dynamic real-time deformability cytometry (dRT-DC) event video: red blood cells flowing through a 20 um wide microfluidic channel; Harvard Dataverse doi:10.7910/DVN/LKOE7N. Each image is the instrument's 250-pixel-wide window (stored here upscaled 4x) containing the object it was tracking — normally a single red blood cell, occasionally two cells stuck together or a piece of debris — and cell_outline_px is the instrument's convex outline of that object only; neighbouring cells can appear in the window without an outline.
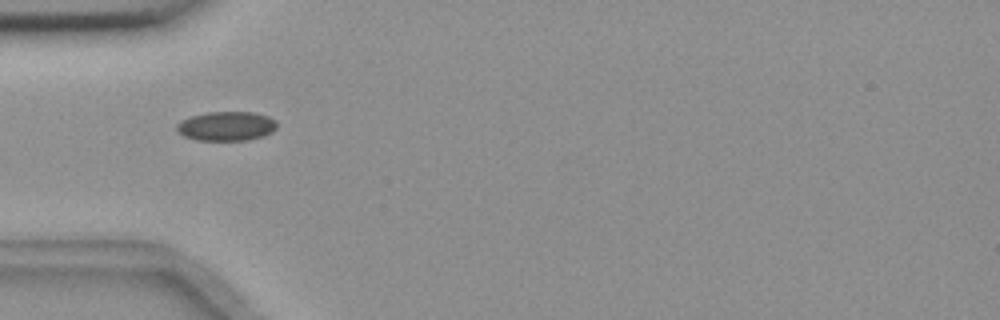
{"species": "common noctule bat (a hibernating species)", "species_latin": "Nyctalus noctula", "temperature_condition": "room temperature", "stored_images_in_passage": 8, "camera_frame_rate_fps": 3000, "um_per_image_px": 0.085, "animal": {"sex": "female", "body_mass_g": 18.4}, "frame": {"image": 1, "passage_image": 5, "time_ms": 1.333, "image_size_px": [1000, 320], "cell_outline_px": [[276, 128], [272, 132], [264, 136], [248, 140], [196, 140], [184, 136], [176, 128], [176, 124], [192, 116], [208, 112], [252, 112], [268, 116], [276, 120]], "centroid_in_image_um": [19.28, 10.72], "position_along_channel_um": 65.7, "area_um2": 16.99}}
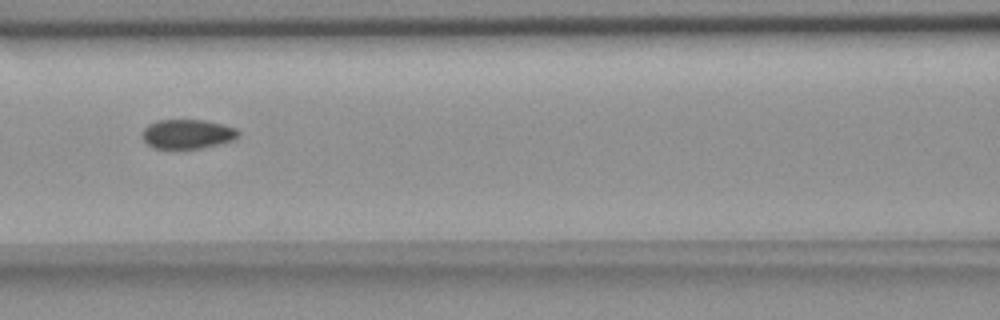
{"frame": {"image": 2, "passage_image": 7, "time_ms": 2.0, "image_size_px": [1000, 320], "cell_outline_px": [[240, 136], [236, 140], [200, 148], [152, 148], [144, 140], [144, 128], [148, 124], [156, 120], [204, 120], [224, 124], [236, 128], [240, 132]], "centroid_in_image_um": [15.99, 11.38], "position_along_channel_um": 150.6, "area_um2": 16.47}}
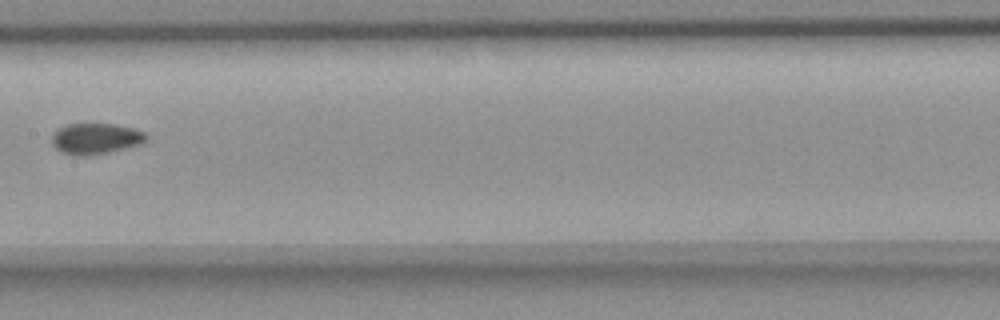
{"frame": {"image": 3, "passage_image": 8, "time_ms": 2.333, "image_size_px": [1000, 320], "cell_outline_px": [[148, 140], [144, 144], [108, 152], [88, 156], [72, 156], [60, 152], [52, 144], [52, 136], [60, 128], [68, 124], [116, 124], [136, 128], [148, 132]], "centroid_in_image_um": [8.22, 11.79], "position_along_channel_um": 199.2, "area_um2": 17.4}}